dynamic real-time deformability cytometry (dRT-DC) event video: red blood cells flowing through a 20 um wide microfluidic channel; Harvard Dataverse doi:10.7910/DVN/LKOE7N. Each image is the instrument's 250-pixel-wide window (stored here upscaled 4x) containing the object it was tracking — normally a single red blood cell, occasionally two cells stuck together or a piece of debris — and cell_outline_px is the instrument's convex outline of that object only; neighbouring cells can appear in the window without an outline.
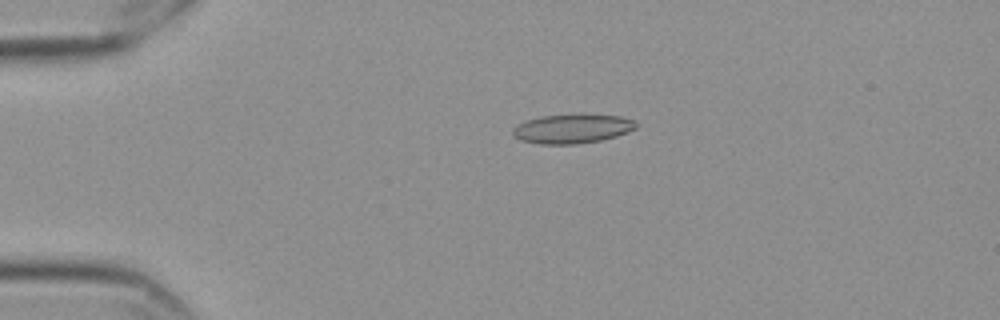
{"species": "Egyptian fruit bat (a non-hibernating species)", "species_latin": "Rousettus aegyptiacus", "temperature_condition": "cold", "stored_images_in_passage": 48, "camera_frame_rate_fps": 3000, "um_per_image_px": 0.085, "frame": {"image": 1, "passage_image": 3, "time_ms": 0.667, "image_size_px": [1000, 320], "cell_outline_px": [[636, 128], [628, 132], [616, 136], [600, 140], [576, 144], [540, 144], [520, 140], [512, 136], [512, 128], [528, 120], [540, 116], [580, 112], [620, 116], [636, 120]], "centroid_in_image_um": [48.66, 10.91], "position_along_channel_um": 36.3, "area_um2": 21.56}}
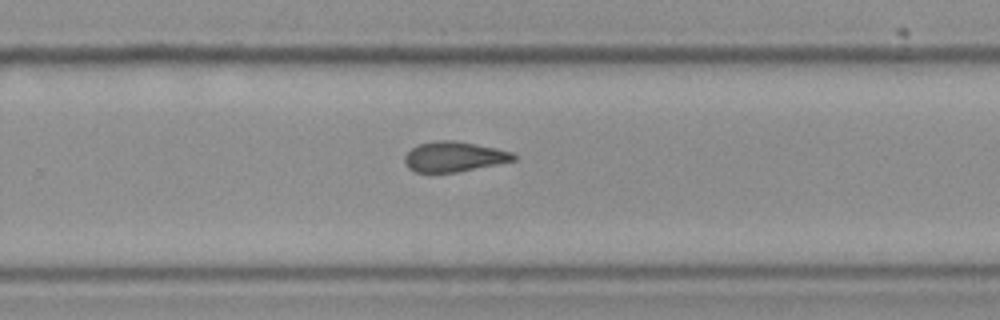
{"frame": {"image": 2, "passage_image": 28, "time_ms": 9.0, "image_size_px": [1000, 320], "cell_outline_px": [[516, 160], [456, 172], [416, 172], [408, 168], [404, 164], [404, 156], [412, 148], [420, 144], [440, 140], [456, 140], [496, 148], [512, 152], [516, 156]], "centroid_in_image_um": [38.58, 13.31], "position_along_channel_um": 291.2, "area_um2": 18.96}}
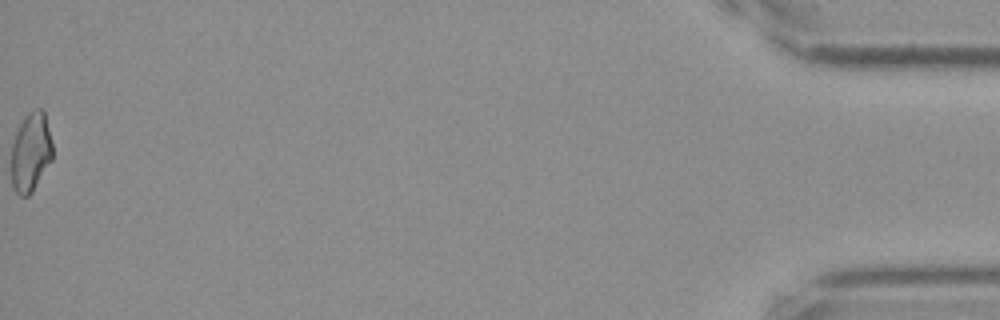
{"frame": {"image": 3, "passage_image": 48, "time_ms": 15.667, "image_size_px": [1000, 320], "cell_outline_px": [[52, 160], [32, 192], [28, 196], [20, 196], [16, 192], [12, 184], [12, 144], [16, 132], [20, 124], [28, 112], [36, 108], [44, 108], [52, 140]], "centroid_in_image_um": [2.64, 12.9], "position_along_channel_um": 432.6, "area_um2": 19.13}, "authors_computed_cell_mechanics": {"area_um2": 19.4786, "velocity_mm_per_s": 3.5572, "shape_relaxation_time_tau1_ms": null, "shape_relaxation_time_tau2_ms": 3.4671, "deformation_change_tau1": null, "deformation_change_tau2": 0.1145}}